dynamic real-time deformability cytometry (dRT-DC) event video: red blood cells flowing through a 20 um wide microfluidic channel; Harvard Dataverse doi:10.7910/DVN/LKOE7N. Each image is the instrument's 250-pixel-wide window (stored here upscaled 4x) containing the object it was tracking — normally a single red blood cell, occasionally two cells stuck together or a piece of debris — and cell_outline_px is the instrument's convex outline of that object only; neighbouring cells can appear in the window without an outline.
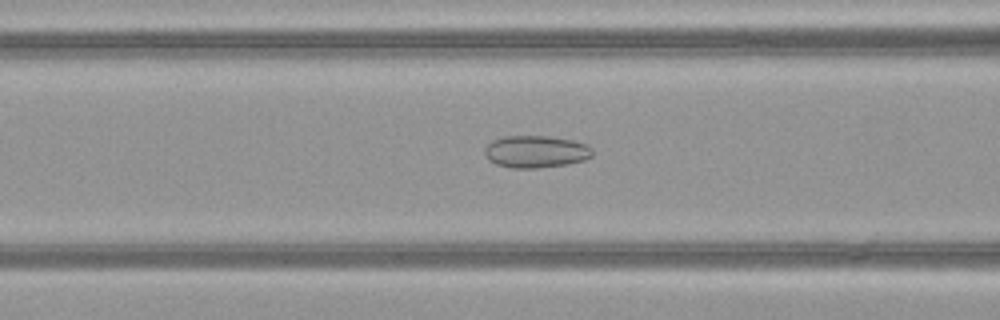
{"species": "common noctule bat (a hibernating species)", "species_latin": "Nyctalus noctula", "temperature_condition": "warm", "stored_images_in_passage": 45, "camera_frame_rate_fps": 3000, "um_per_image_px": 0.085, "animal": {"sex": "female", "body_mass_g": 21.9}, "frame": {"image": 1, "passage_image": 15, "time_ms": 4.667, "image_size_px": [1000, 320], "cell_outline_px": [[592, 156], [584, 160], [564, 164], [536, 168], [512, 168], [496, 164], [488, 160], [484, 156], [484, 148], [492, 140], [504, 136], [548, 136], [572, 140], [588, 144], [592, 148]], "centroid_in_image_um": [45.51, 12.88], "position_along_channel_um": 121.1, "area_um2": 20.29}}
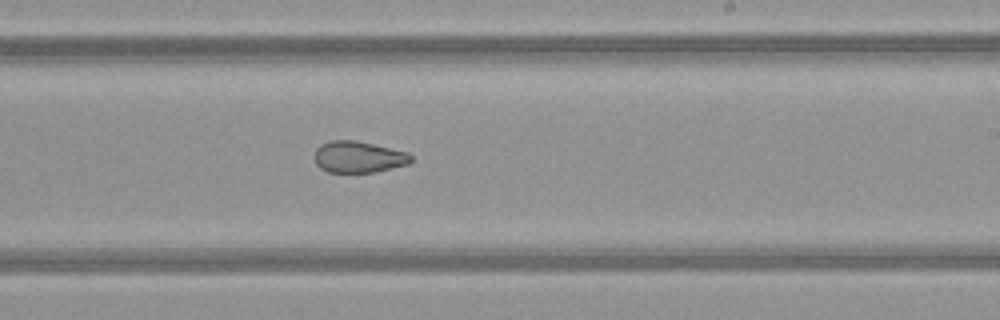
{"frame": {"image": 2, "passage_image": 25, "time_ms": 8.0, "image_size_px": [1000, 320], "cell_outline_px": [[412, 160], [408, 164], [376, 172], [328, 172], [320, 168], [316, 164], [316, 148], [320, 144], [332, 140], [352, 140], [372, 144], [408, 152], [412, 156]], "centroid_in_image_um": [30.48, 13.34], "position_along_channel_um": 258.5, "area_um2": 17.57}}
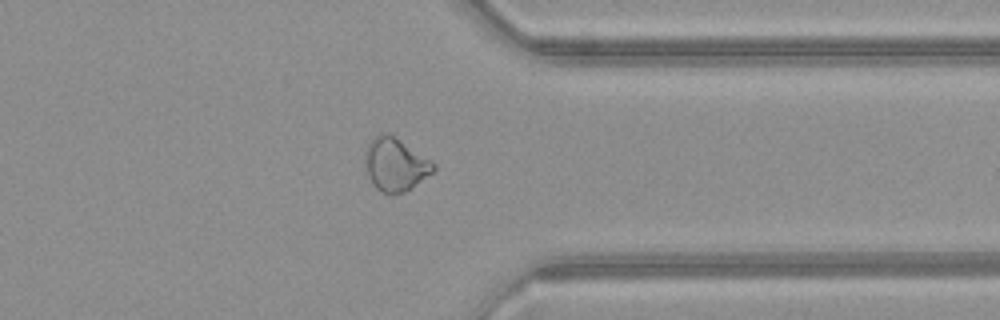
{"frame": {"image": 3, "passage_image": 34, "time_ms": 11.0, "image_size_px": [1000, 320], "cell_outline_px": [[436, 168], [432, 172], [404, 192], [392, 196], [388, 196], [376, 188], [372, 184], [368, 176], [364, 156], [364, 152], [368, 144], [380, 132], [384, 132], [392, 136], [432, 160], [436, 164]], "centroid_in_image_um": [33.58, 14.01], "position_along_channel_um": 377.8, "area_um2": 20.98}, "authors_computed_cell_mechanics": {"area_um2": 21.3282, "velocity_mm_per_s": 4.1242, "shape_relaxation_time_tau1_ms": null, "shape_relaxation_time_tau2_ms": 1.6312, "deformation_change_tau1": null, "deformation_change_tau2": 0.0816}}